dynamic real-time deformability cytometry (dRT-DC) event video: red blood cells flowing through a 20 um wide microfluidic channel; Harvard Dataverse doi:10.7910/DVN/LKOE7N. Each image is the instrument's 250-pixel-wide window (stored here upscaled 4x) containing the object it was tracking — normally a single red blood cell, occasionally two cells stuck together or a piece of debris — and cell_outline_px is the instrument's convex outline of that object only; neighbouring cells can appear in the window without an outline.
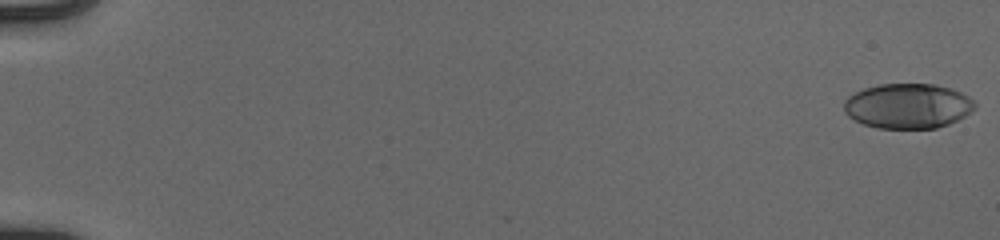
{"species": "human", "species_latin": "Homo sapiens", "temperature_condition": "cold", "stored_images_in_passage": 54, "camera_frame_rate_fps": 3000, "um_per_image_px": 0.085, "donor": {"sex": "male"}, "frame": {"image": 1, "passage_image": 1, "time_ms": 0.0, "image_size_px": [1000, 240], "cell_outline_px": [[976, 108], [964, 116], [948, 124], [936, 128], [876, 128], [864, 124], [848, 116], [844, 112], [844, 100], [848, 96], [864, 88], [880, 84], [936, 84], [952, 88], [976, 100]], "centroid_in_image_um": [77.18, 9.0], "position_along_channel_um": 7.8, "area_um2": 34.45}}
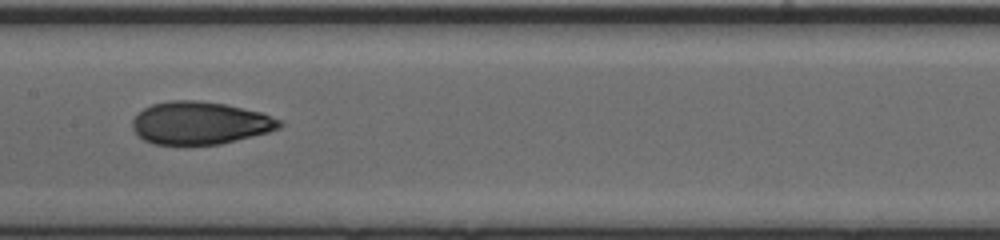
{"frame": {"image": 2, "passage_image": 30, "time_ms": 9.667, "image_size_px": [1000, 240], "cell_outline_px": [[284, 124], [280, 128], [268, 132], [220, 144], [184, 148], [152, 144], [144, 140], [132, 128], [132, 120], [144, 108], [152, 104], [172, 100], [200, 100], [224, 104], [260, 112], [284, 120]], "centroid_in_image_um": [16.99, 10.5], "position_along_channel_um": 190.4, "area_um2": 37.45}}
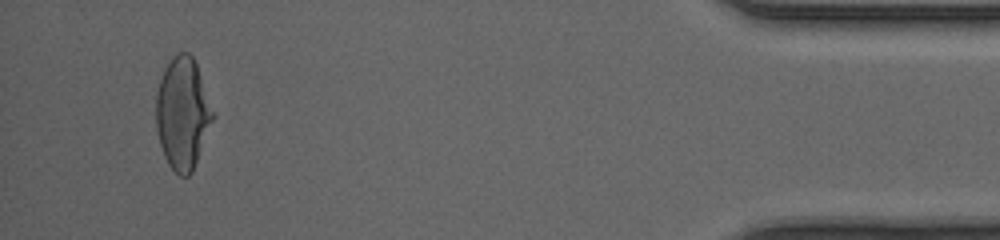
{"frame": {"image": 3, "passage_image": 52, "time_ms": 17.0, "image_size_px": [1000, 240], "cell_outline_px": [[216, 116], [192, 172], [188, 176], [180, 176], [168, 164], [164, 156], [160, 144], [156, 128], [156, 96], [160, 80], [164, 68], [172, 56], [180, 52], [188, 52], [192, 56], [196, 64]], "centroid_in_image_um": [15.54, 9.64], "position_along_channel_um": 419.7, "area_um2": 37.11}, "authors_computed_cell_mechanics": {"area_um2": 35.8649, "velocity_mm_per_s": 3.972, "shape_relaxation_time_tau1_ms": 6.8595, "shape_relaxation_time_tau2_ms": 1.3226, "deformation_change_tau1": 0.2287, "deformation_change_tau2": 0.0693}}